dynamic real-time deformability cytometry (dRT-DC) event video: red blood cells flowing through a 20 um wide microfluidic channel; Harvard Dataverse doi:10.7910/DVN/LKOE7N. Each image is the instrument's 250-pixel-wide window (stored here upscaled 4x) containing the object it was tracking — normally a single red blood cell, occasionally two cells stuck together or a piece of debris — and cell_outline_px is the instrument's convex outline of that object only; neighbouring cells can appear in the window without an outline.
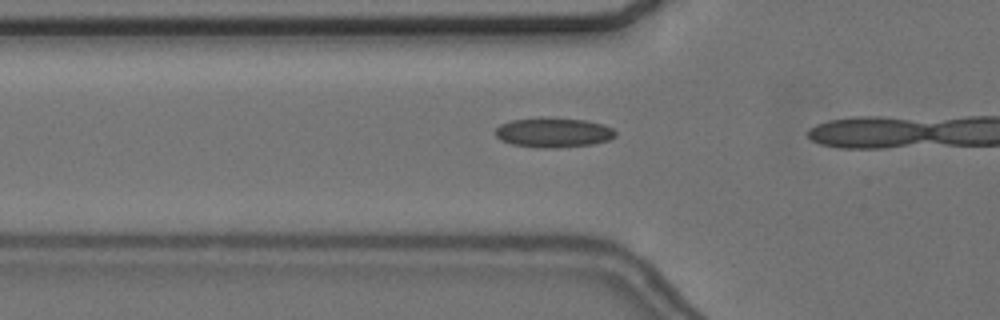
{"species": "common noctule bat (a hibernating species)", "species_latin": "Nyctalus noctula", "temperature_condition": "cold", "stored_images_in_passage": 5, "camera_frame_rate_fps": 3000, "um_per_image_px": 0.085, "animal": {"sex": "female", "body_mass_g": 24.6, "forearm_length_mm": 56.2}, "frame": {"image": 1, "passage_image": 3, "time_ms": 0.667, "image_size_px": [1000, 320], "cell_outline_px": [[616, 136], [608, 140], [592, 144], [556, 148], [540, 148], [512, 144], [500, 140], [496, 136], [496, 128], [500, 124], [512, 120], [544, 116], [584, 120], [604, 124], [612, 128], [616, 132]], "centroid_in_image_um": [47.03, 11.25], "position_along_channel_um": 78.8, "area_um2": 21.04}}